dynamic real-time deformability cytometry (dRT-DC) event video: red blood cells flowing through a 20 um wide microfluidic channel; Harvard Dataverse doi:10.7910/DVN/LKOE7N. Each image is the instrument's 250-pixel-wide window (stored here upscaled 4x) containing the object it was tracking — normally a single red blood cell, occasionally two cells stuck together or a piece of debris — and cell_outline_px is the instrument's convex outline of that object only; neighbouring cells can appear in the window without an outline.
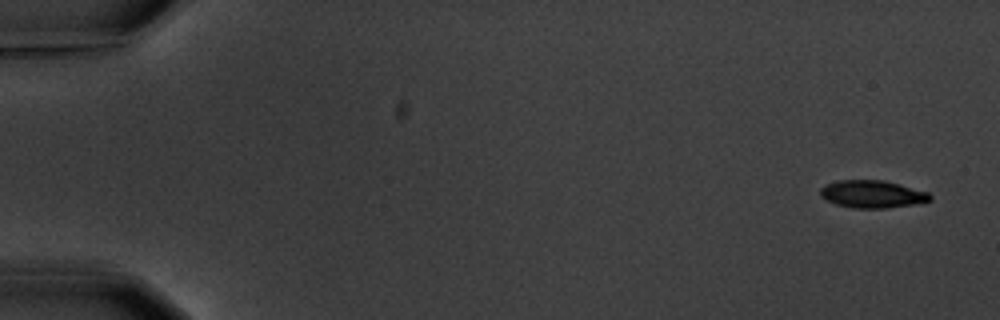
{"species": "common noctule bat (a hibernating species)", "species_latin": "Nyctalus noctula", "temperature_condition": "warm", "stored_images_in_passage": 6, "segment_of_instrument_passage": [1, 2], "camera_frame_rate_fps": 3000, "um_per_image_px": 0.085, "animal": {"sex": "male", "body_mass_g": 20.1, "forearm_length_mm": 53.5}, "frame": {"image": 1, "passage_image": 1, "time_ms": 0.0, "image_size_px": [1000, 320], "cell_outline_px": [[932, 200], [916, 204], [888, 208], [852, 208], [836, 204], [820, 196], [820, 188], [828, 184], [840, 180], [884, 180], [900, 184], [928, 192], [932, 196]], "centroid_in_image_um": [74.18, 16.5], "position_along_channel_um": 10.8, "area_um2": 17.63}}
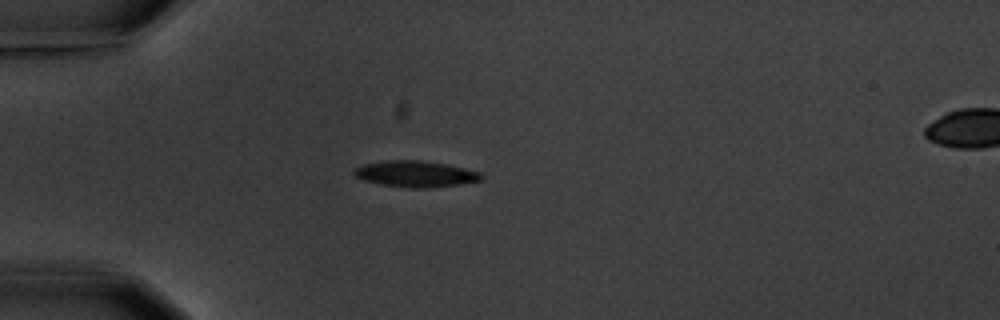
{"frame": {"image": 2, "passage_image": 5, "time_ms": 4.667, "image_size_px": [1000, 320], "cell_outline_px": [[484, 180], [460, 184], [428, 188], [412, 188], [380, 184], [364, 180], [356, 176], [352, 172], [356, 168], [364, 164], [392, 160], [420, 160], [448, 164], [480, 172], [484, 176]], "centroid_in_image_um": [35.38, 14.78], "position_along_channel_um": 49.6, "area_um2": 19.36}}